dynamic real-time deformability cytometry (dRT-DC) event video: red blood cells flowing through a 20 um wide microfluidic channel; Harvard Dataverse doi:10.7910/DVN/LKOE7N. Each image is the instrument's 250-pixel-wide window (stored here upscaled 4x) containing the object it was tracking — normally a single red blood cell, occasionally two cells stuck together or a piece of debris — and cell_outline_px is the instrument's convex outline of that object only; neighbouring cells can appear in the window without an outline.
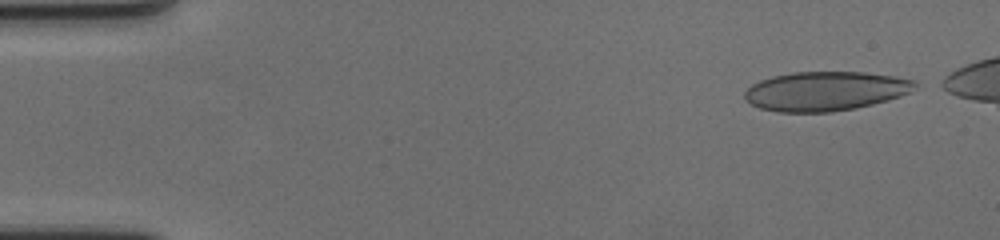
{"species": "human", "species_latin": "Homo sapiens", "temperature_condition": "cold", "stored_images_in_passage": 54, "camera_frame_rate_fps": 3000, "um_per_image_px": 0.085, "donor": {"sex": "female"}, "frame": {"image": 1, "passage_image": 2, "time_ms": 0.333, "image_size_px": [1000, 240], "cell_outline_px": [[916, 84], [912, 92], [888, 100], [856, 108], [828, 112], [776, 112], [760, 108], [744, 100], [744, 92], [752, 84], [760, 80], [772, 76], [792, 72], [864, 72], [896, 76], [916, 80]], "centroid_in_image_um": [70.16, 7.74], "position_along_channel_um": 14.8, "area_um2": 39.19}}
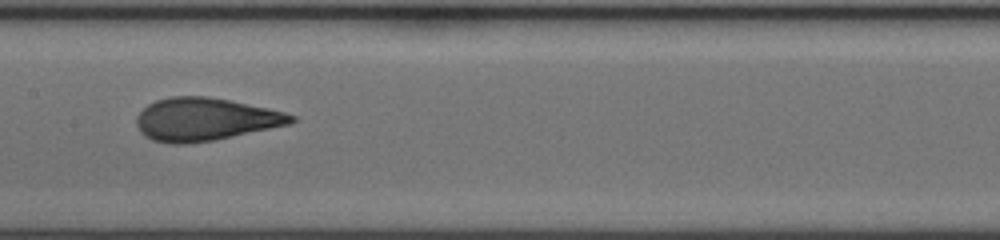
{"frame": {"image": 2, "passage_image": 28, "time_ms": 9.0, "image_size_px": [1000, 240], "cell_outline_px": [[296, 120], [292, 124], [216, 140], [188, 144], [168, 144], [152, 140], [144, 136], [140, 132], [136, 124], [136, 116], [148, 104], [156, 100], [168, 96], [208, 96], [268, 108], [284, 112], [296, 116]], "centroid_in_image_um": [17.42, 10.15], "position_along_channel_um": 190.0, "area_um2": 39.02}}
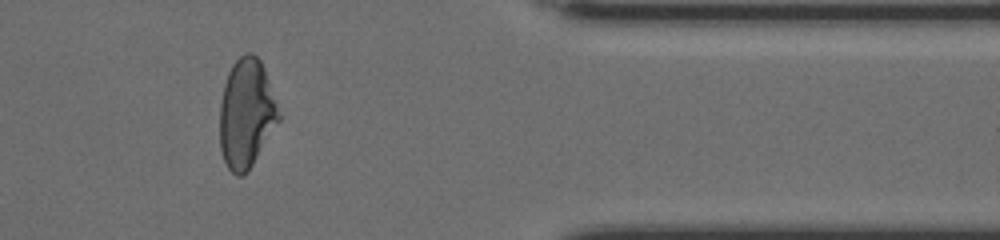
{"frame": {"image": 3, "passage_image": 47, "time_ms": 15.333, "image_size_px": [1000, 240], "cell_outline_px": [[284, 116], [248, 172], [244, 176], [236, 176], [228, 168], [224, 160], [220, 148], [220, 104], [224, 84], [228, 72], [232, 64], [244, 52], [252, 52], [260, 60], [264, 68]], "centroid_in_image_um": [20.99, 9.66], "position_along_channel_um": 390.4, "area_um2": 38.44}, "authors_computed_cell_mechanics": {"area_um2": 38.9572, "velocity_mm_per_s": 3.5035, "shape_relaxation_time_tau1_ms": 7.1154, "shape_relaxation_time_tau2_ms": 0.8226, "deformation_change_tau1": 0.1887, "deformation_change_tau2": 0.0799}}